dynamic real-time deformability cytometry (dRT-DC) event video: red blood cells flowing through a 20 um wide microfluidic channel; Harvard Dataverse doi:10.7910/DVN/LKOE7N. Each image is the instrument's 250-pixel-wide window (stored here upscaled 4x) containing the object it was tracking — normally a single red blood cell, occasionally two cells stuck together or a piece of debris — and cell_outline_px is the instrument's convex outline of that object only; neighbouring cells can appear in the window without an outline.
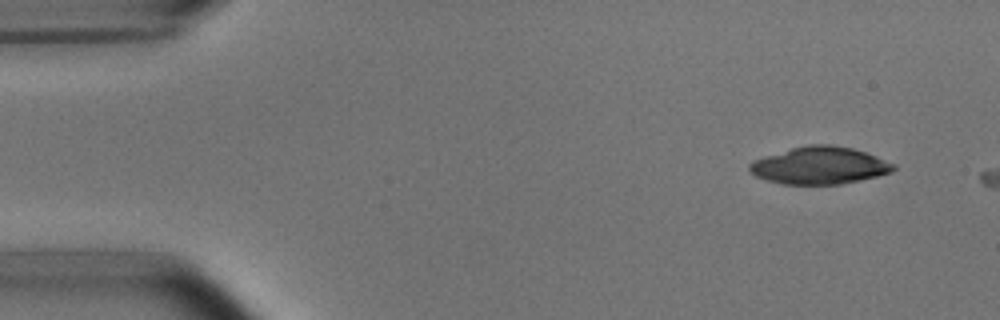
{"species": "common noctule bat (a hibernating species)", "species_latin": "Nyctalus noctula", "temperature_condition": "room temperature", "stored_images_in_passage": 2, "camera_frame_rate_fps": 3000, "um_per_image_px": 0.085, "animal": {"sex": "male", "body_mass_g": 15.6}, "frame": {"image": 1, "passage_image": 1, "time_ms": 0.0, "image_size_px": [1000, 320], "cell_outline_px": [[896, 168], [892, 172], [860, 180], [840, 184], [780, 184], [756, 176], [748, 168], [748, 164], [752, 160], [764, 156], [792, 148], [808, 144], [832, 144], [852, 148], [876, 156], [896, 164]], "centroid_in_image_um": [69.67, 14.06], "position_along_channel_um": 15.3, "area_um2": 31.27}}